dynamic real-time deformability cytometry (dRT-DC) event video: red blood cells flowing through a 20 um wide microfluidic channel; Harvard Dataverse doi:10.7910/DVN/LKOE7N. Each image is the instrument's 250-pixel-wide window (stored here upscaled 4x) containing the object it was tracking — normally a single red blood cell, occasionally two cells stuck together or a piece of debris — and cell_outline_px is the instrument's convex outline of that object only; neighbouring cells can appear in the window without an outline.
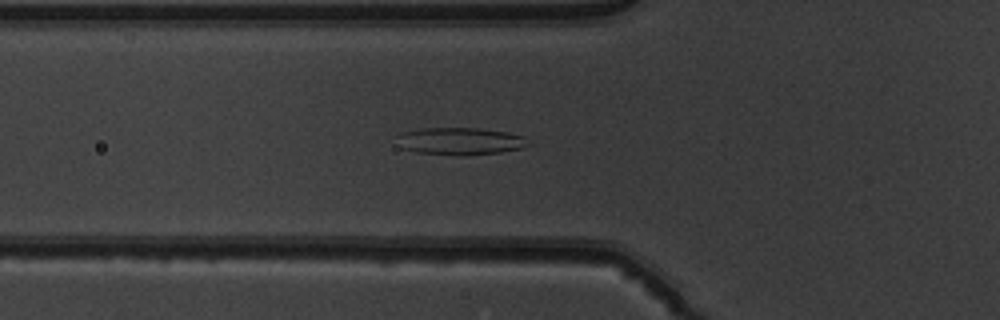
{"species": "common noctule bat (a hibernating species)", "species_latin": "Nyctalus noctula", "temperature_condition": "warm", "stored_images_in_passage": 50, "camera_frame_rate_fps": 3000, "um_per_image_px": 0.085, "animal": {"sex": "male", "body_mass_g": 19.5, "forearm_length_mm": 54.6}, "frame": {"image": 1, "passage_image": 18, "time_ms": 5.667, "image_size_px": [1000, 320], "cell_outline_px": [[532, 144], [520, 148], [500, 152], [464, 156], [456, 156], [416, 152], [400, 148], [396, 136], [400, 132], [424, 128], [476, 128], [504, 132], [524, 136]], "centroid_in_image_um": [39.07, 12.01], "position_along_channel_um": 86.7, "area_um2": 21.1}}
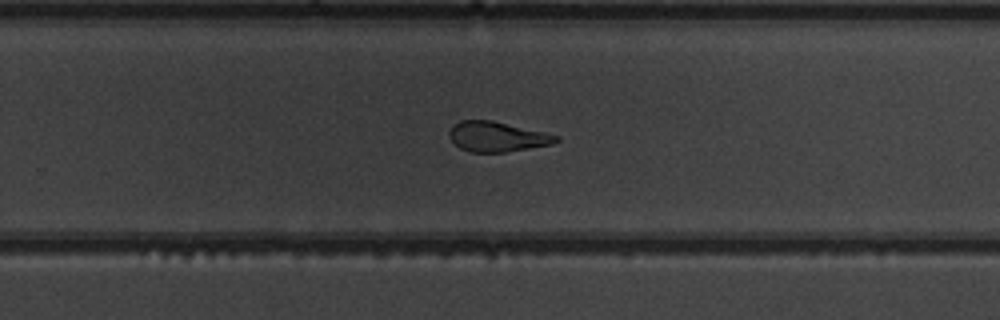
{"frame": {"image": 2, "passage_image": 33, "time_ms": 10.667, "image_size_px": [1000, 320], "cell_outline_px": [[560, 140], [552, 144], [508, 152], [468, 152], [460, 148], [448, 136], [448, 132], [452, 124], [460, 120], [492, 120], [544, 132], [560, 136]], "centroid_in_image_um": [42.23, 11.61], "position_along_channel_um": 287.6, "area_um2": 18.84}}
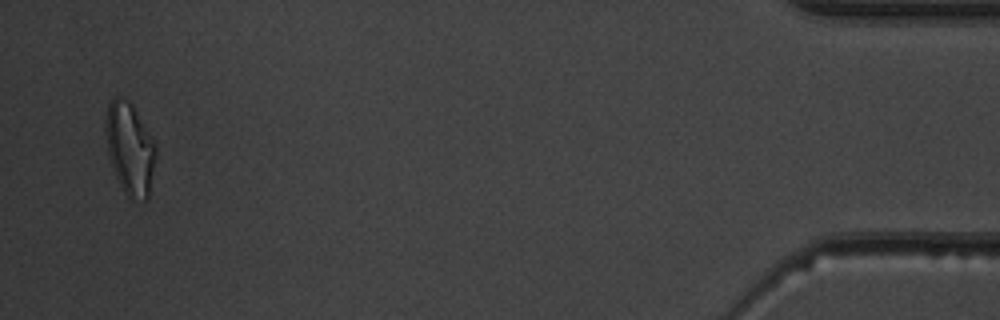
{"frame": {"image": 3, "passage_image": 49, "time_ms": 16.0, "image_size_px": [1000, 320], "cell_outline_px": [[156, 156], [148, 196], [144, 200], [132, 200], [124, 192], [116, 176], [108, 152], [104, 128], [104, 120], [108, 104], [112, 96], [120, 96], [128, 100], [132, 104], [156, 144]], "centroid_in_image_um": [11.02, 12.58], "position_along_channel_um": 424.2, "area_um2": 26.93}, "authors_computed_cell_mechanics": {"area_um2": 21.6172, "velocity_mm_per_s": 4.0144, "shape_relaxation_time_tau1_ms": 8.7151, "shape_relaxation_time_tau2_ms": 1.6524, "deformation_change_tau1": 0.2672, "deformation_change_tau2": 0.0978}}